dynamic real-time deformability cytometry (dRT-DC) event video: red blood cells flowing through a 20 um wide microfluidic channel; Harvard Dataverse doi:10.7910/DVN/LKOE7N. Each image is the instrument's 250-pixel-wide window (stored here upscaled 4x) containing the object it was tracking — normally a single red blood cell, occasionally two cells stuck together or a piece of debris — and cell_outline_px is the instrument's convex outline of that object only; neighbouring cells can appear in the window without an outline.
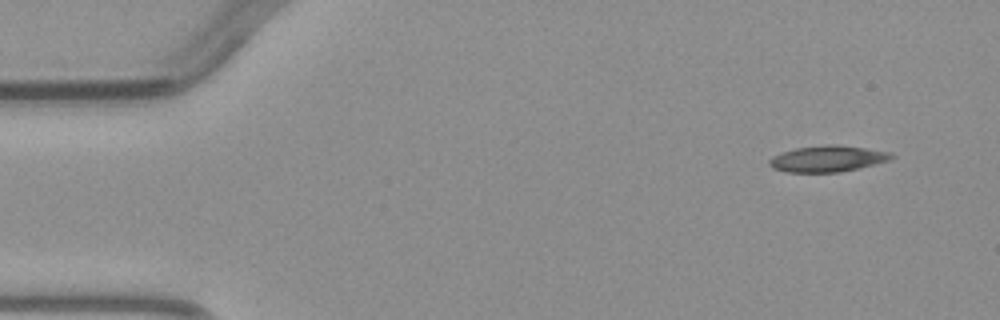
{"species": "common noctule bat (a hibernating species)", "species_latin": "Nyctalus noctula", "temperature_condition": "warm", "stored_images_in_passage": 4, "camera_frame_rate_fps": 3000, "um_per_image_px": 0.085, "animal": {"sex": "male", "body_mass_g": 23.1, "forearm_length_mm": 52.7}, "frame": {"image": 1, "passage_image": 1, "time_ms": 0.0, "image_size_px": [1000, 320], "cell_outline_px": [[896, 156], [888, 160], [860, 168], [840, 172], [784, 172], [772, 168], [768, 164], [768, 160], [772, 156], [796, 148], [824, 144], [836, 144], [892, 152]], "centroid_in_image_um": [70.33, 13.49], "position_along_channel_um": 14.7, "area_um2": 18.73}}
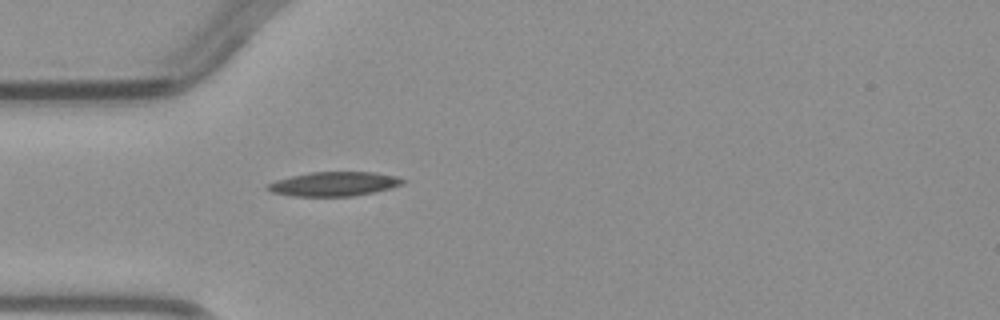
{"frame": {"image": 2, "passage_image": 4, "time_ms": 3.333, "image_size_px": [1000, 320], "cell_outline_px": [[408, 180], [404, 184], [392, 188], [352, 196], [292, 196], [272, 192], [264, 188], [268, 184], [276, 180], [292, 176], [312, 172], [376, 172], [396, 176]], "centroid_in_image_um": [28.43, 15.63], "position_along_channel_um": 56.6, "area_um2": 19.13}}